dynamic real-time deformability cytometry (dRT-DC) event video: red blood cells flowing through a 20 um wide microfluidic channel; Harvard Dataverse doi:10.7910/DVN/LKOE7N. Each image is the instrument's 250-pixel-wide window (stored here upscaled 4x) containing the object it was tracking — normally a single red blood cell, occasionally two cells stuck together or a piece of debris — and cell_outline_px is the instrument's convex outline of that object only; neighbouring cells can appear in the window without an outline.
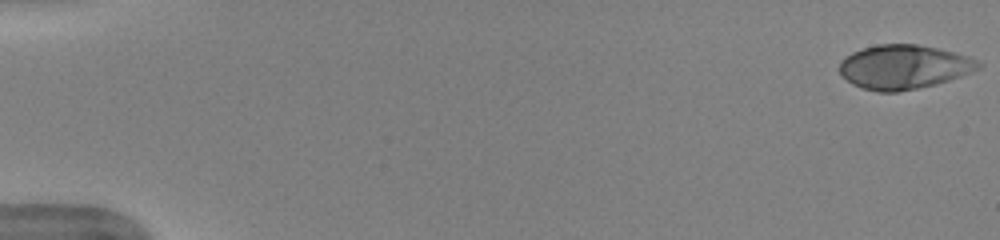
{"species": "human", "species_latin": "Homo sapiens", "temperature_condition": "warm", "stored_images_in_passage": 51, "camera_frame_rate_fps": 3000, "um_per_image_px": 0.085, "donor": {"sex": "female"}, "frame": {"image": 1, "passage_image": 1, "time_ms": 0.0, "image_size_px": [1000, 240], "cell_outline_px": [[984, 64], [980, 68], [972, 72], [936, 84], [896, 92], [876, 92], [852, 84], [840, 72], [840, 60], [852, 52], [876, 44], [916, 44], [936, 48], [968, 56]], "centroid_in_image_um": [76.83, 5.69], "position_along_channel_um": 8.2, "area_um2": 35.49}}
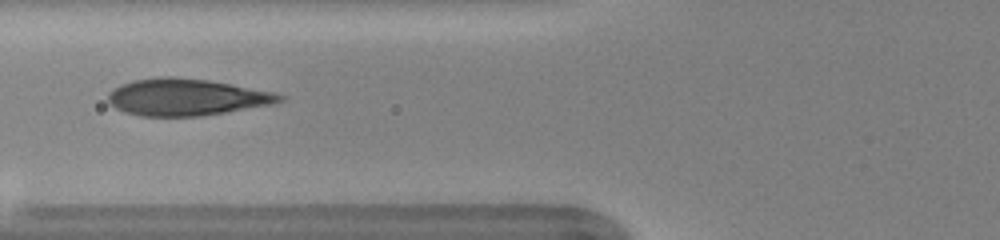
{"frame": {"image": 2, "passage_image": 21, "time_ms": 6.667, "image_size_px": [1000, 240], "cell_outline_px": [[284, 100], [276, 104], [200, 116], [140, 116], [124, 112], [108, 104], [108, 92], [112, 88], [120, 84], [132, 80], [160, 76], [172, 76], [208, 80], [232, 84], [272, 92], [284, 96]], "centroid_in_image_um": [15.8, 8.25], "position_along_channel_um": 110.0, "area_um2": 37.11}}
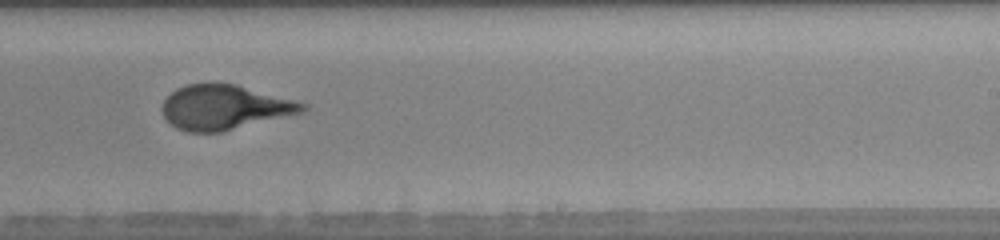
{"frame": {"image": 3, "passage_image": 33, "time_ms": 10.667, "image_size_px": [1000, 240], "cell_outline_px": [[308, 108], [304, 112], [220, 132], [188, 132], [176, 128], [164, 116], [160, 108], [164, 100], [176, 88], [184, 84], [236, 84], [308, 104]], "centroid_in_image_um": [19.07, 9.12], "position_along_channel_um": 269.9, "area_um2": 36.24}, "authors_computed_cell_mechanics": {"area_um2": 36.703, "velocity_mm_per_s": 4.0023, "shape_relaxation_time_tau1_ms": 4.4398, "shape_relaxation_time_tau2_ms": null, "deformation_change_tau1": 0.2191, "deformation_change_tau2": null}}